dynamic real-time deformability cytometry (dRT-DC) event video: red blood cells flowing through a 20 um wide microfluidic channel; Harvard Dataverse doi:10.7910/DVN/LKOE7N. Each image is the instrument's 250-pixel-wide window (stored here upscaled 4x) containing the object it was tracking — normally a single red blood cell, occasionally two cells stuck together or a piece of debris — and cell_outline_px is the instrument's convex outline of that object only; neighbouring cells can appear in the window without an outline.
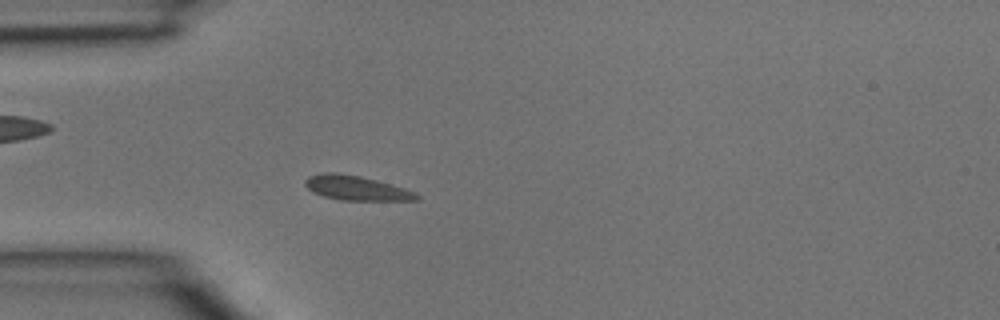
{"species": "common noctule bat (a hibernating species)", "species_latin": "Nyctalus noctula", "temperature_condition": "room temperature", "stored_images_in_passage": 3, "camera_frame_rate_fps": 3000, "um_per_image_px": 0.085, "animal": {"sex": "male", "body_mass_g": 15.6}, "frame": {"image": 1, "passage_image": 3, "time_ms": 0.667, "image_size_px": [1000, 320], "cell_outline_px": [[420, 200], [340, 200], [324, 196], [312, 192], [304, 184], [304, 180], [308, 176], [324, 172], [336, 172], [360, 176], [376, 180], [404, 188], [416, 192], [420, 196]], "centroid_in_image_um": [30.27, 15.98], "position_along_channel_um": 54.7, "area_um2": 15.95}}